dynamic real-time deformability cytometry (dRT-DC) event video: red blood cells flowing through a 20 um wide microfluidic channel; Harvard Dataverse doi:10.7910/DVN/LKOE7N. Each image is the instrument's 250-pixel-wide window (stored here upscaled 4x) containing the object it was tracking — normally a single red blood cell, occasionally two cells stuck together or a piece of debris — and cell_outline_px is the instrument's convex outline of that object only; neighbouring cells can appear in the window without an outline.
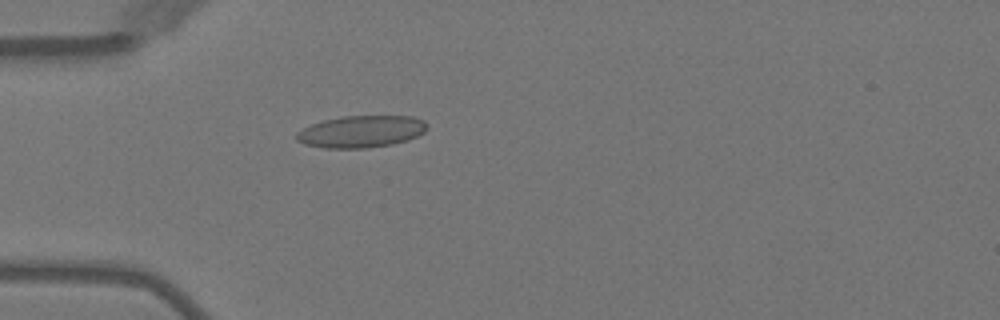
{"species": "Egyptian fruit bat (a non-hibernating species)", "species_latin": "Rousettus aegyptiacus", "temperature_condition": "warm", "stored_images_in_passage": 1, "camera_frame_rate_fps": 3000, "um_per_image_px": 0.085, "animal": {"sex": "female"}, "frame": {"image": 1, "passage_image": 1, "time_ms": 0.0, "image_size_px": [1000, 320], "cell_outline_px": [[428, 128], [424, 132], [408, 140], [392, 144], [364, 148], [324, 148], [304, 144], [296, 140], [296, 132], [312, 124], [324, 120], [340, 116], [412, 116], [424, 120], [428, 124]], "centroid_in_image_um": [30.71, 11.18], "position_along_channel_um": 54.3, "area_um2": 24.39}}